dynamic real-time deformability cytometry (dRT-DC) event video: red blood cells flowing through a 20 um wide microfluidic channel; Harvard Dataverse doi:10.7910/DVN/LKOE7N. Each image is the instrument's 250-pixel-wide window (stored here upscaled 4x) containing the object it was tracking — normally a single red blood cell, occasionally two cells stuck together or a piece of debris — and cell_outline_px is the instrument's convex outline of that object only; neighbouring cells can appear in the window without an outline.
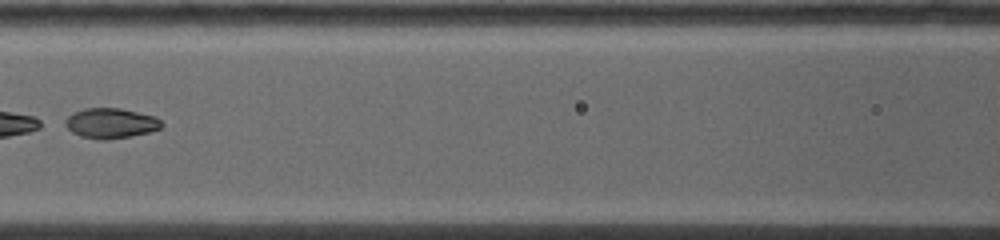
{"species": "common noctule bat (a hibernating species)", "species_latin": "Nyctalus noctula", "temperature_condition": "warm", "stored_images_in_passage": 5, "camera_frame_rate_fps": 5000, "um_per_image_px": 0.085, "animal": {"sex": "female", "body_mass_g": 19.0, "forearm_length_mm": 53.3}, "frame": {"image": 1, "passage_image": 5, "time_ms": 4.6, "image_size_px": [1000, 240], "cell_outline_px": [[164, 124], [160, 128], [148, 132], [128, 136], [104, 140], [100, 140], [80, 136], [72, 132], [64, 124], [64, 120], [72, 112], [84, 108], [120, 108], [156, 116]], "centroid_in_image_um": [9.39, 10.46], "position_along_channel_um": 157.2, "area_um2": 16.94}}